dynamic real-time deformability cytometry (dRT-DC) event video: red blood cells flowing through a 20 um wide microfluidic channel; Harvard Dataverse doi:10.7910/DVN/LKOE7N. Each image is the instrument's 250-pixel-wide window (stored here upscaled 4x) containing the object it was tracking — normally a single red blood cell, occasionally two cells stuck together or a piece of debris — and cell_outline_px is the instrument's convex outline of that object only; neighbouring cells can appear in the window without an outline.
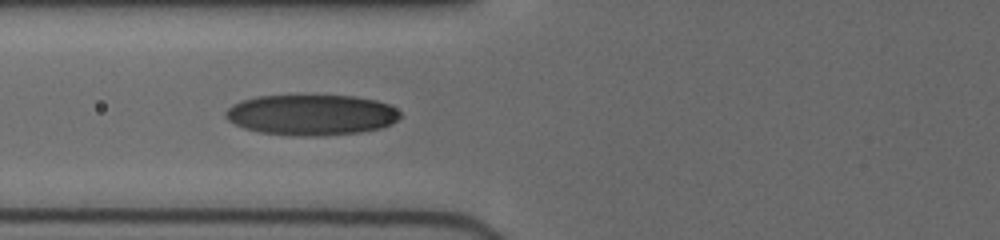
{"species": "human", "species_latin": "Homo sapiens", "temperature_condition": "cold", "stored_images_in_passage": 5, "camera_frame_rate_fps": 3000, "um_per_image_px": 0.085, "donor": {"sex": "female"}, "frame": {"image": 1, "passage_image": 4, "time_ms": 2.667, "image_size_px": [1000, 240], "cell_outline_px": [[400, 116], [392, 124], [380, 128], [360, 132], [320, 136], [296, 136], [260, 132], [244, 128], [228, 120], [224, 116], [224, 112], [232, 104], [240, 100], [256, 96], [352, 96], [376, 100], [388, 104], [396, 108], [400, 112]], "centroid_in_image_um": [26.45, 9.76], "position_along_channel_um": 99.4, "area_um2": 41.38}}